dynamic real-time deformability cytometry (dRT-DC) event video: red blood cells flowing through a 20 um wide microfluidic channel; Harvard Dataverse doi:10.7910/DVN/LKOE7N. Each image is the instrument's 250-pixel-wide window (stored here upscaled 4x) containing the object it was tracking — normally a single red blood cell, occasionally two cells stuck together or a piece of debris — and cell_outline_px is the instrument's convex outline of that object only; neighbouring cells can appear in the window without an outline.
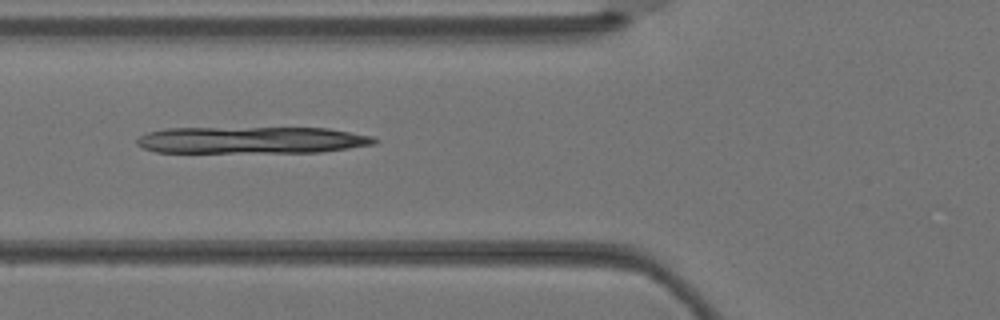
{"species": "Egyptian fruit bat (a non-hibernating species)", "species_latin": "Rousettus aegyptiacus", "temperature_condition": "warm", "stored_images_in_passage": 4, "camera_frame_rate_fps": 3000, "um_per_image_px": 0.085, "animal": {"sex": "female"}, "frame": {"image": 1, "passage_image": 4, "time_ms": 1.0, "image_size_px": [1000, 320], "cell_outline_px": [[380, 140], [376, 144], [320, 152], [156, 152], [144, 148], [136, 144], [136, 140], [140, 136], [148, 132], [164, 128], [328, 128], [372, 136]], "centroid_in_image_um": [21.4, 11.9], "position_along_channel_um": 104.4, "area_um2": 37.17}}